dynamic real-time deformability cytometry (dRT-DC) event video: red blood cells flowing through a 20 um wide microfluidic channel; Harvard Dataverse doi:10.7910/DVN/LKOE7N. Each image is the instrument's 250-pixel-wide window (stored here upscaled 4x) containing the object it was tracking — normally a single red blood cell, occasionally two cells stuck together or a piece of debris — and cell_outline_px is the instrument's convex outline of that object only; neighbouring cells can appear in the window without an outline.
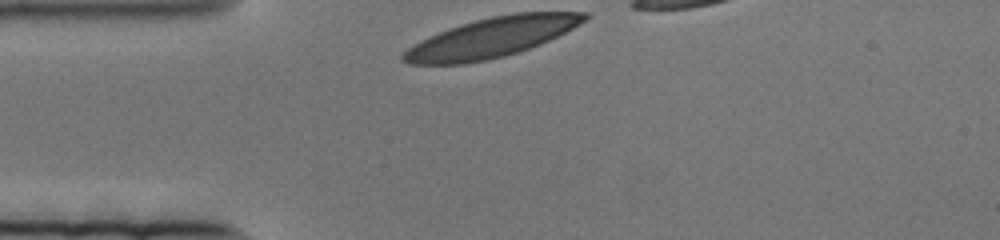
{"species": "human", "species_latin": "Homo sapiens", "temperature_condition": "cold", "stored_images_in_passage": 47, "camera_frame_rate_fps": 3000, "um_per_image_px": 0.085, "donor": {"sex": "female"}, "frame": {"image": 1, "passage_image": 1, "time_ms": 0.0, "image_size_px": [1000, 240], "cell_outline_px": [[588, 16], [584, 20], [572, 28], [540, 44], [504, 56], [488, 60], [464, 64], [412, 64], [404, 60], [400, 56], [408, 48], [440, 32], [476, 20], [492, 16], [516, 12], [584, 12]], "centroid_in_image_um": [41.79, 3.2], "position_along_channel_um": 43.2, "area_um2": 40.86}}
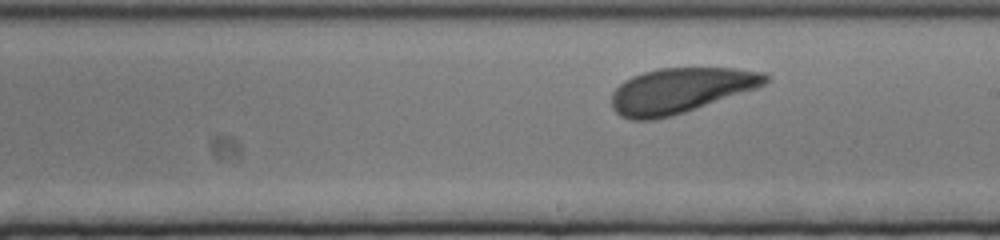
{"frame": {"image": 2, "passage_image": 27, "time_ms": 8.667, "image_size_px": [1000, 240], "cell_outline_px": [[772, 76], [764, 84], [756, 88], [672, 116], [656, 120], [628, 120], [620, 116], [612, 108], [612, 92], [620, 84], [632, 76], [644, 72], [660, 68], [736, 68], [764, 72]], "centroid_in_image_um": [57.82, 7.69], "position_along_channel_um": 231.2, "area_um2": 40.4}}
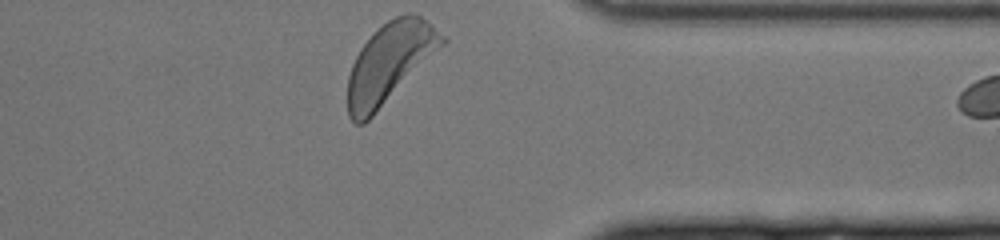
{"frame": {"image": 3, "passage_image": 47, "time_ms": 15.333, "image_size_px": [1000, 240], "cell_outline_px": [[448, 40], [364, 124], [356, 124], [348, 116], [348, 76], [352, 64], [360, 48], [388, 20], [404, 12], [408, 12], [420, 16], [428, 20]], "centroid_in_image_um": [33.12, 5.33], "position_along_channel_um": 378.3, "area_um2": 42.95}}